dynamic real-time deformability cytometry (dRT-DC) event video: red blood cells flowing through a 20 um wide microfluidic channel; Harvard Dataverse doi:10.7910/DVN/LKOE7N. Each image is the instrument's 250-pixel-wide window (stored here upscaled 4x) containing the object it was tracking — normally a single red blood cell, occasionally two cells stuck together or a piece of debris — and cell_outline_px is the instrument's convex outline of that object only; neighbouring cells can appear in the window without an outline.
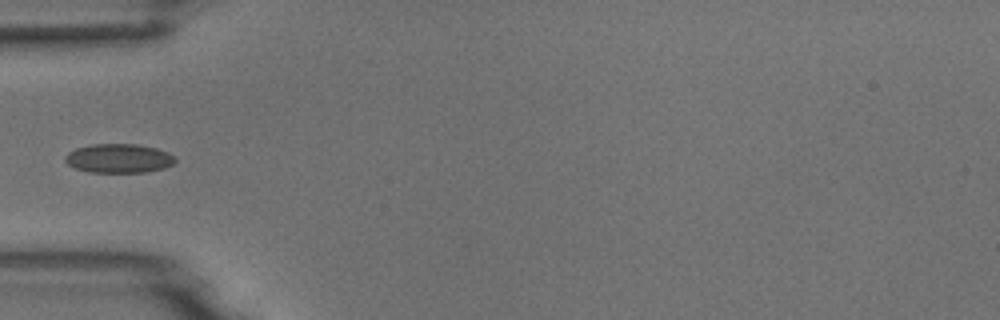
{"species": "common noctule bat (a hibernating species)", "species_latin": "Nyctalus noctula", "temperature_condition": "room temperature", "stored_images_in_passage": 5, "camera_frame_rate_fps": 3000, "um_per_image_px": 0.085, "animal": {"sex": "male", "body_mass_g": 18.8}, "frame": {"image": 1, "passage_image": 5, "time_ms": 4.667, "image_size_px": [1000, 320], "cell_outline_px": [[176, 160], [172, 164], [164, 168], [144, 172], [88, 172], [76, 168], [68, 164], [64, 160], [64, 156], [68, 152], [76, 148], [92, 144], [136, 144], [156, 148], [168, 152]], "centroid_in_image_um": [10.06, 13.45], "position_along_channel_um": 74.9, "area_um2": 18.55}}